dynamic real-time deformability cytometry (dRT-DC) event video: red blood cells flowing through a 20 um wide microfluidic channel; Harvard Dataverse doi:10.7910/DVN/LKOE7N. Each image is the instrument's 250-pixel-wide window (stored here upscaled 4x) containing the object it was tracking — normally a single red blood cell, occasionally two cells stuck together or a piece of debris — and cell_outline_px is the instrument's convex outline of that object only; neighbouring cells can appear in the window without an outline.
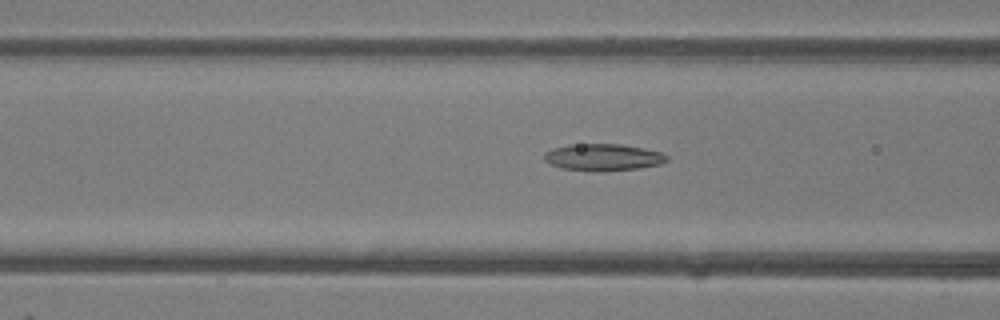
{"species": "common noctule bat (a hibernating species)", "species_latin": "Nyctalus noctula", "temperature_condition": "room temperature", "stored_images_in_passage": 33, "camera_frame_rate_fps": 3000, "um_per_image_px": 0.085, "animal": {"sex": "female"}, "frame": {"image": 1, "passage_image": 4, "time_ms": 1.0, "image_size_px": [1000, 320], "cell_outline_px": [[668, 160], [660, 164], [636, 168], [560, 168], [544, 160], [544, 152], [552, 148], [568, 144], [620, 144], [644, 148], [664, 152], [668, 156]], "centroid_in_image_um": [51.28, 13.3], "position_along_channel_um": 115.3, "area_um2": 18.26}}
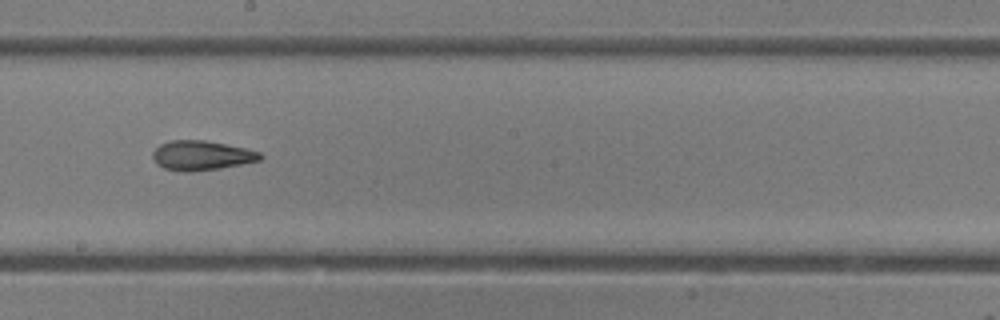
{"frame": {"image": 2, "passage_image": 12, "time_ms": 3.667, "image_size_px": [1000, 320], "cell_outline_px": [[264, 156], [260, 160], [220, 168], [188, 172], [184, 172], [164, 168], [156, 164], [152, 156], [152, 152], [160, 144], [172, 140], [204, 140], [244, 148], [260, 152]], "centroid_in_image_um": [17.1, 13.21], "position_along_channel_um": 231.1, "area_um2": 18.38}}
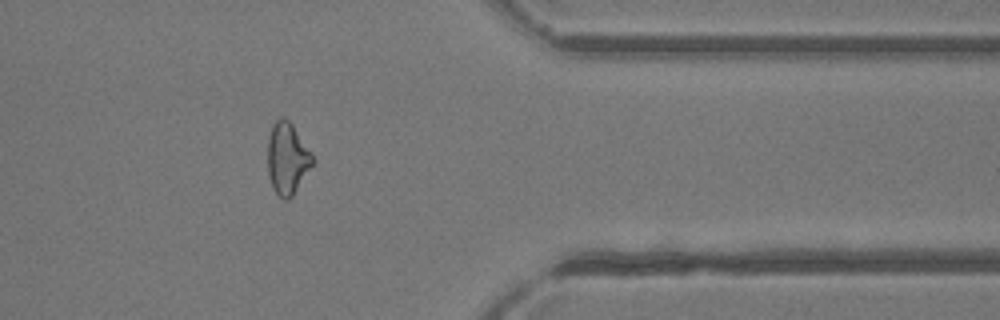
{"frame": {"image": 3, "passage_image": 24, "time_ms": 7.667, "image_size_px": [1000, 320], "cell_outline_px": [[316, 160], [292, 196], [288, 200], [284, 200], [272, 188], [268, 172], [268, 136], [272, 124], [280, 116], [284, 116], [292, 124], [312, 152]], "centroid_in_image_um": [24.43, 13.44], "position_along_channel_um": 387.0, "area_um2": 18.96}, "authors_computed_cell_mechanics": {"area_um2": 18.3804, "velocity_mm_per_s": 4.3353, "shape_relaxation_time_tau1_ms": null, "shape_relaxation_time_tau2_ms": 2.735, "deformation_change_tau1": null, "deformation_change_tau2": 0.1186}}